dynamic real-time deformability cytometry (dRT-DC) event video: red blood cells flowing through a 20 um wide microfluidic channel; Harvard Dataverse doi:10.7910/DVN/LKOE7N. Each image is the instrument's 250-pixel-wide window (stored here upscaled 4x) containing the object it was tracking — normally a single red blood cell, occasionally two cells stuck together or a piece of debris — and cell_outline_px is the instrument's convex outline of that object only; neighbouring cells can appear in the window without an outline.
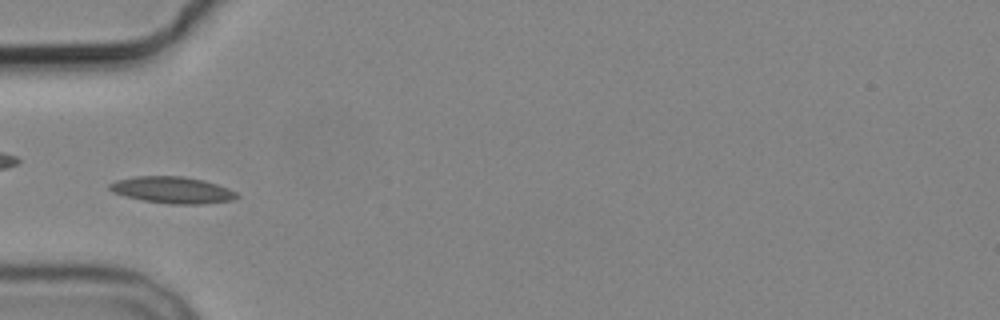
{"species": "common noctule bat (a hibernating species)", "species_latin": "Nyctalus noctula", "temperature_condition": "cold", "stored_images_in_passage": 6, "camera_frame_rate_fps": 3000, "um_per_image_px": 0.085, "animal": {"sex": "male", "body_mass_g": 19.2, "forearm_length_mm": 51.8}, "frame": {"image": 1, "passage_image": 4, "time_ms": 4.0, "image_size_px": [1000, 320], "cell_outline_px": [[240, 196], [232, 200], [204, 204], [168, 204], [144, 200], [124, 196], [112, 192], [108, 188], [108, 184], [116, 180], [136, 176], [184, 176], [204, 180], [228, 188], [236, 192]], "centroid_in_image_um": [14.64, 16.15], "position_along_channel_um": 70.4, "area_um2": 19.83}}
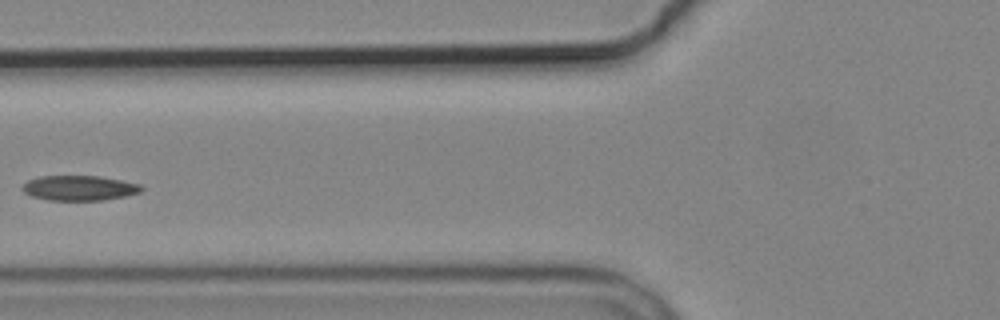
{"frame": {"image": 2, "passage_image": 5, "time_ms": 5.333, "image_size_px": [1000, 320], "cell_outline_px": [[144, 188], [140, 192], [124, 196], [100, 200], [48, 200], [32, 196], [24, 192], [20, 188], [28, 180], [40, 176], [100, 176], [140, 184]], "centroid_in_image_um": [6.72, 15.97], "position_along_channel_um": 119.1, "area_um2": 17.22}}
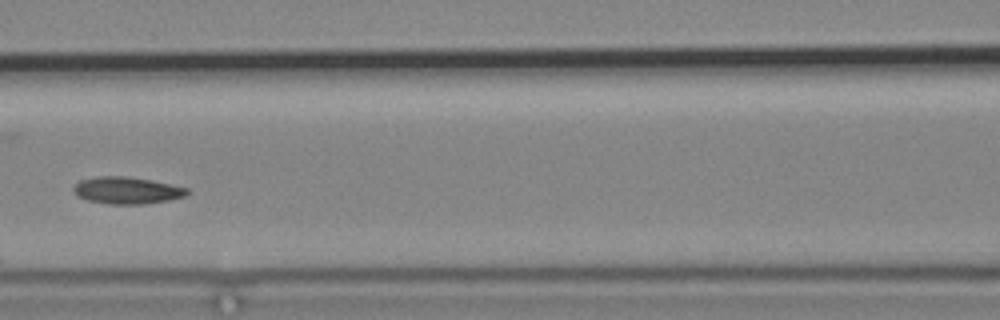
{"frame": {"image": 3, "passage_image": 6, "time_ms": 6.333, "image_size_px": [1000, 320], "cell_outline_px": [[188, 196], [168, 200], [144, 204], [108, 204], [88, 200], [76, 196], [72, 188], [80, 180], [96, 176], [124, 176], [152, 180], [188, 188]], "centroid_in_image_um": [10.78, 16.18], "position_along_channel_um": 155.8, "area_um2": 17.92}}